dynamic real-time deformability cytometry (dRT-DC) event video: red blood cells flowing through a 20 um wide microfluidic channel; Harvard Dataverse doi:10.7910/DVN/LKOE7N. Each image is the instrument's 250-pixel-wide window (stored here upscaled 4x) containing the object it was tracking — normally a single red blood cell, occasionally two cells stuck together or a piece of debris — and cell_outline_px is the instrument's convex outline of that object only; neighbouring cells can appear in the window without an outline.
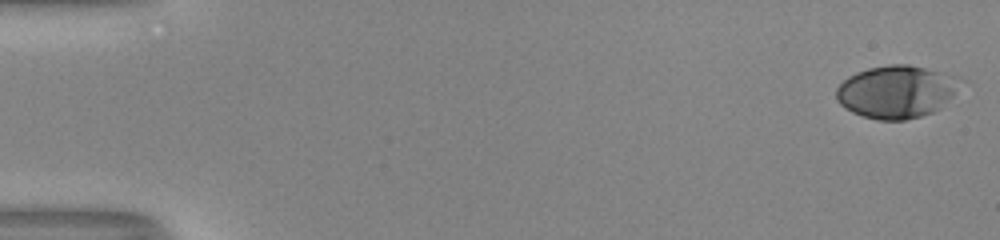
{"species": "human", "species_latin": "Homo sapiens", "temperature_condition": "room temperature", "stored_images_in_passage": 53, "camera_frame_rate_fps": 3000, "um_per_image_px": 0.085, "donor": {"sex": "male"}, "frame": {"image": 1, "passage_image": 1, "time_ms": 0.0, "image_size_px": [1000, 240], "cell_outline_px": [[968, 80], [940, 108], [932, 112], [920, 116], [904, 120], [876, 120], [852, 112], [844, 108], [836, 100], [836, 88], [848, 76], [856, 72], [868, 68], [888, 64], [908, 64], [960, 76]], "centroid_in_image_um": [76.24, 7.78], "position_along_channel_um": 8.8, "area_um2": 38.61}}
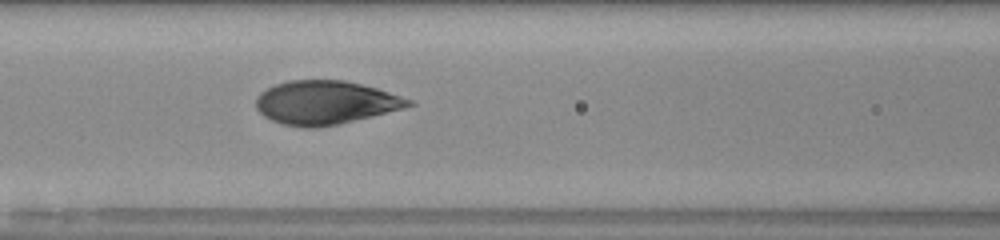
{"frame": {"image": 2, "passage_image": 24, "time_ms": 7.667, "image_size_px": [1000, 240], "cell_outline_px": [[416, 104], [404, 108], [340, 124], [316, 128], [304, 128], [284, 124], [272, 120], [264, 116], [256, 108], [256, 96], [260, 92], [276, 84], [288, 80], [344, 80], [376, 88], [412, 100]], "centroid_in_image_um": [27.64, 8.72], "position_along_channel_um": 139.0, "area_um2": 38.67}}
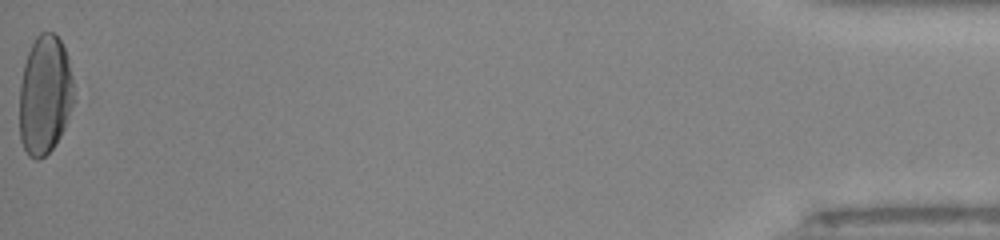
{"frame": {"image": 3, "passage_image": 53, "time_ms": 17.333, "image_size_px": [1000, 240], "cell_outline_px": [[76, 100], [64, 128], [56, 144], [40, 160], [36, 160], [28, 156], [20, 140], [20, 84], [24, 64], [28, 52], [36, 36], [40, 32], [52, 32], [60, 40], [68, 56], [72, 76]], "centroid_in_image_um": [3.83, 8.09], "position_along_channel_um": 431.4, "area_um2": 38.21}, "authors_computed_cell_mechanics": {"area_um2": 38.2058, "velocity_mm_per_s": 4.0393, "shape_relaxation_time_tau1_ms": 4.0983, "shape_relaxation_time_tau2_ms": null, "deformation_change_tau1": 0.177, "deformation_change_tau2": null}}